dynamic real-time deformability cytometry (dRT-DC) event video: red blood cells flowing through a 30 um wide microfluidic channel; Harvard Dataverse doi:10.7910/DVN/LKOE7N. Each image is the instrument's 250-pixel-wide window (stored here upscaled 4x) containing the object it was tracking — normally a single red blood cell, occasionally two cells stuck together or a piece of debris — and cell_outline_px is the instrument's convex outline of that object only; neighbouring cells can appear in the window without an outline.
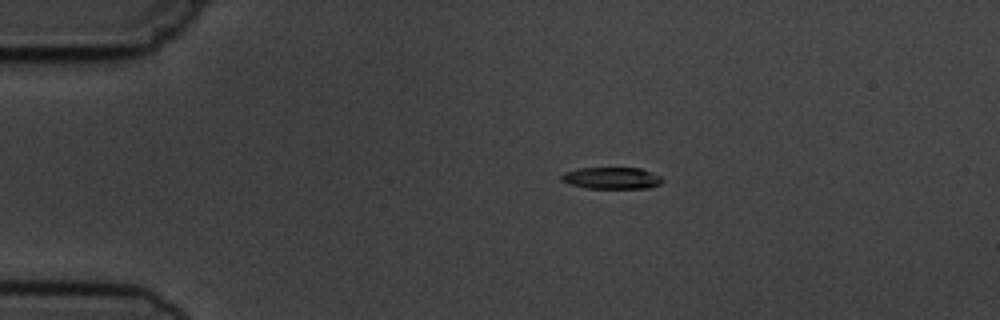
{"species": "common noctule bat (a hibernating species)", "species_latin": "Nyctalus noctula", "temperature_condition": "cold", "stored_images_in_passage": 4, "camera_frame_rate_fps": 3000, "um_per_image_px": 0.085, "animal": {"sex": "male", "body_mass_g": 19.5, "forearm_length_mm": 54.6}, "frame": {"image": 1, "passage_image": 3, "time_ms": 3.333, "image_size_px": [1000, 320], "cell_outline_px": [[664, 180], [660, 184], [652, 188], [584, 188], [560, 180], [560, 176], [564, 172], [576, 168], [640, 168], [660, 176]], "centroid_in_image_um": [51.98, 15.14], "position_along_channel_um": 33.0, "area_um2": 12.83}}